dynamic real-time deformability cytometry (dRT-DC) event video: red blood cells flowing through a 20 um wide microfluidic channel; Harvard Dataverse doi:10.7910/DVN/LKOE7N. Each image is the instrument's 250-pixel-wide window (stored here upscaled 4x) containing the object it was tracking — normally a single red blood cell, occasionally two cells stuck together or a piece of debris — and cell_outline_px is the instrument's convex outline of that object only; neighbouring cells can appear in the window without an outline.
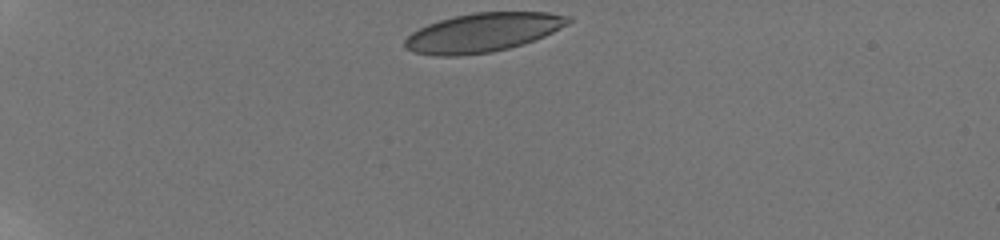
{"species": "human", "species_latin": "Homo sapiens", "temperature_condition": "room temperature", "stored_images_in_passage": 38, "camera_frame_rate_fps": 3000, "um_per_image_px": 0.085, "donor": {"sex": "male"}, "frame": {"image": 1, "passage_image": 1, "time_ms": 0.0, "image_size_px": [1000, 240], "cell_outline_px": [[572, 20], [568, 24], [544, 36], [524, 44], [492, 52], [456, 56], [436, 56], [412, 52], [404, 44], [404, 40], [412, 32], [428, 24], [440, 20], [472, 12], [548, 12], [572, 16]], "centroid_in_image_um": [41.06, 2.76], "position_along_channel_um": 43.9, "area_um2": 37.05}}
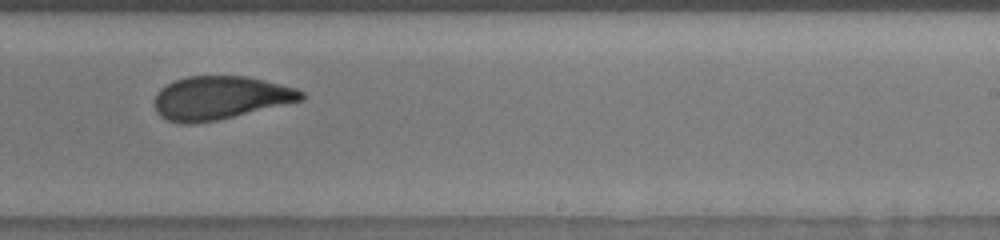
{"frame": {"image": 2, "passage_image": 24, "time_ms": 7.667, "image_size_px": [1000, 240], "cell_outline_px": [[304, 100], [220, 120], [192, 124], [180, 124], [168, 120], [160, 116], [156, 112], [156, 92], [160, 88], [176, 80], [188, 76], [244, 76], [264, 80], [296, 88], [304, 92]], "centroid_in_image_um": [18.72, 8.33], "position_along_channel_um": 270.3, "area_um2": 37.17}}
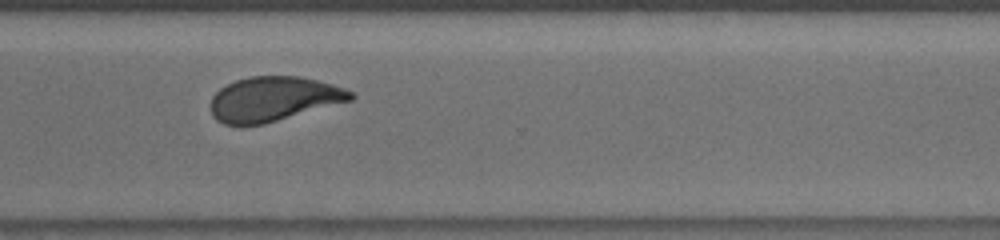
{"frame": {"image": 3, "passage_image": 30, "time_ms": 9.667, "image_size_px": [1000, 240], "cell_outline_px": [[356, 96], [352, 100], [264, 124], [240, 128], [224, 124], [216, 120], [212, 116], [208, 104], [212, 96], [220, 88], [236, 80], [248, 76], [300, 76], [332, 84], [344, 88], [352, 92]], "centroid_in_image_um": [23.18, 8.44], "position_along_channel_um": 347.4, "area_um2": 36.99}, "authors_computed_cell_mechanics": {"area_um2": 37.3677, "velocity_mm_per_s": 3.8466, "shape_relaxation_time_tau1_ms": 6.6684, "shape_relaxation_time_tau2_ms": 1.19, "deformation_change_tau1": 0.181, "deformation_change_tau2": 0.0769}}